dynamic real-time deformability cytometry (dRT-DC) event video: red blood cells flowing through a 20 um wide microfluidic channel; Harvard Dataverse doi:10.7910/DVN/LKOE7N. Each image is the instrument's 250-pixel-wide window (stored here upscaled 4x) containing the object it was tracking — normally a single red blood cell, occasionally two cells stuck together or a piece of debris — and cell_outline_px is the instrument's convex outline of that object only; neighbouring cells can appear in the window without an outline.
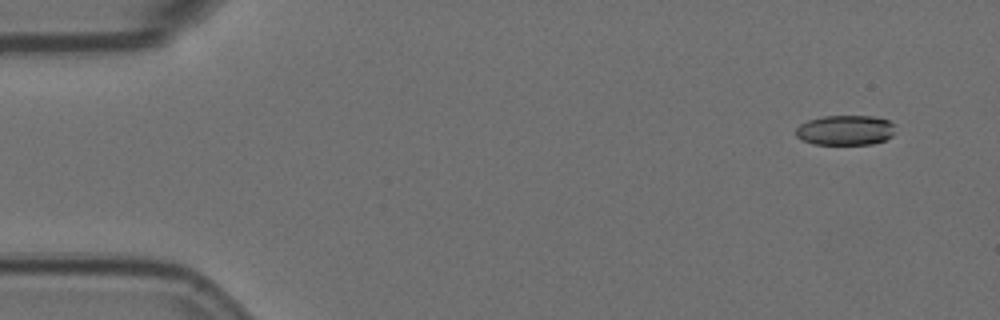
{"species": "Egyptian fruit bat (a non-hibernating species)", "species_latin": "Rousettus aegyptiacus", "temperature_condition": "room temperature", "stored_images_in_passage": 6, "segment_of_instrument_passage": [1, 2], "camera_frame_rate_fps": 3000, "um_per_image_px": 0.085, "animal": {"sex": "female"}, "frame": {"image": 1, "passage_image": 2, "time_ms": 0.333, "image_size_px": [1000, 320], "cell_outline_px": [[892, 136], [884, 140], [872, 144], [812, 144], [796, 136], [796, 128], [800, 124], [808, 120], [824, 116], [872, 116], [888, 120], [892, 124]], "centroid_in_image_um": [71.82, 11.06], "position_along_channel_um": 13.2, "area_um2": 17.17}}
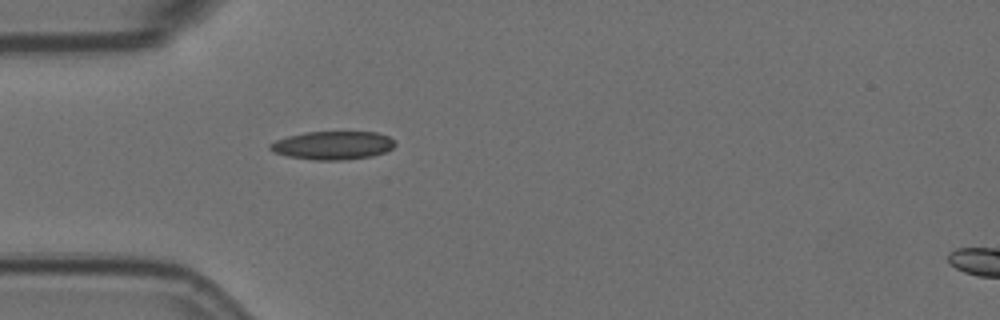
{"frame": {"image": 2, "passage_image": 5, "time_ms": 1.333, "image_size_px": [1000, 320], "cell_outline_px": [[396, 144], [392, 148], [384, 152], [372, 156], [336, 160], [316, 160], [288, 156], [272, 152], [268, 148], [268, 144], [276, 140], [288, 136], [304, 132], [376, 132], [388, 136], [396, 140]], "centroid_in_image_um": [28.27, 12.35], "position_along_channel_um": 56.7, "area_um2": 20.63}}